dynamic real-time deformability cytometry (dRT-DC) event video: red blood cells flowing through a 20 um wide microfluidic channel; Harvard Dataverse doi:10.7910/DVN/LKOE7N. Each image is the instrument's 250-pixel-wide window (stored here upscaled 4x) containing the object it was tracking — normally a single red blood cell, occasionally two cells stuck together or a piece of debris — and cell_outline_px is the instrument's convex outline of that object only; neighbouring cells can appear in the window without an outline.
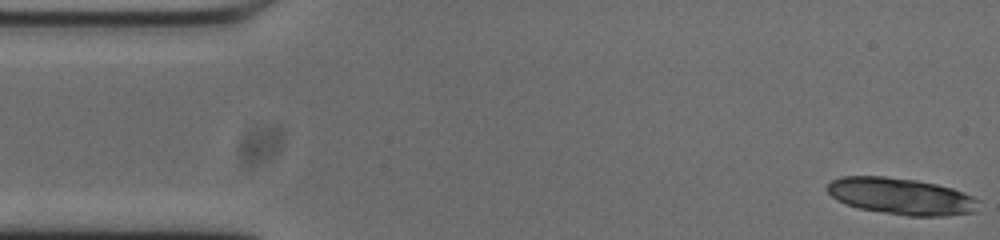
{"species": "common noctule bat (a hibernating species)", "species_latin": "Nyctalus noctula", "temperature_condition": "cold", "stored_images_in_passage": 50, "camera_frame_rate_fps": 3000, "um_per_image_px": 0.085, "animal": {"sex": "male", "body_mass_g": 20.0, "forearm_length_mm": 53.3}, "frame": {"image": 1, "passage_image": 1, "time_ms": 0.0, "image_size_px": [1000, 240], "cell_outline_px": [[980, 200], [976, 212], [948, 216], [908, 216], [860, 208], [836, 200], [828, 192], [828, 184], [832, 180], [840, 176], [884, 176], [916, 180], [936, 184], [952, 188], [964, 192]], "centroid_in_image_um": [76.64, 16.68], "position_along_channel_um": 8.4, "area_um2": 32.31}}
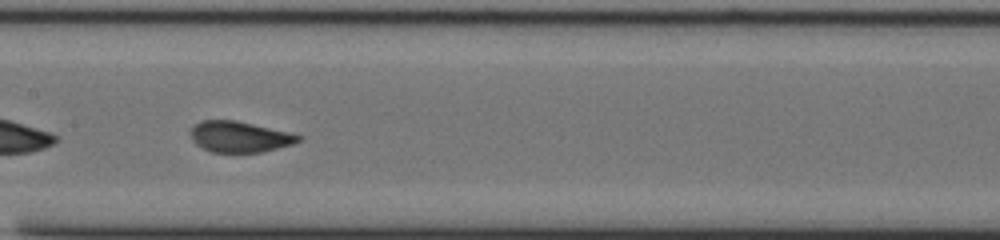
{"frame": {"image": 2, "passage_image": 25, "time_ms": 8.0, "image_size_px": [1000, 240], "cell_outline_px": [[304, 140], [292, 144], [260, 152], [212, 152], [196, 144], [192, 140], [188, 132], [192, 124], [200, 120], [236, 120], [292, 132], [304, 136]], "centroid_in_image_um": [20.36, 11.6], "position_along_channel_um": 187.0, "area_um2": 19.83}}
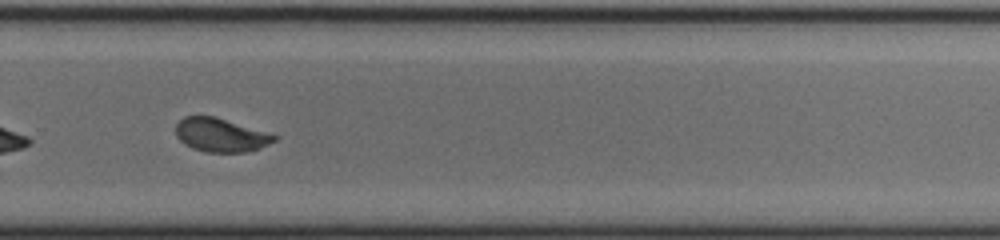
{"frame": {"image": 3, "passage_image": 35, "time_ms": 11.333, "image_size_px": [1000, 240], "cell_outline_px": [[280, 136], [276, 140], [260, 148], [248, 152], [208, 152], [192, 148], [184, 144], [176, 136], [176, 124], [184, 116], [216, 116]], "centroid_in_image_um": [18.77, 11.47], "position_along_channel_um": 311.0, "area_um2": 19.42}, "authors_computed_cell_mechanics": {"area_um2": 19.5942, "velocity_mm_per_s": 3.7358, "shape_relaxation_time_tau1_ms": 3.8706, "shape_relaxation_time_tau2_ms": null, "deformation_change_tau1": 0.1594, "deformation_change_tau2": null}}